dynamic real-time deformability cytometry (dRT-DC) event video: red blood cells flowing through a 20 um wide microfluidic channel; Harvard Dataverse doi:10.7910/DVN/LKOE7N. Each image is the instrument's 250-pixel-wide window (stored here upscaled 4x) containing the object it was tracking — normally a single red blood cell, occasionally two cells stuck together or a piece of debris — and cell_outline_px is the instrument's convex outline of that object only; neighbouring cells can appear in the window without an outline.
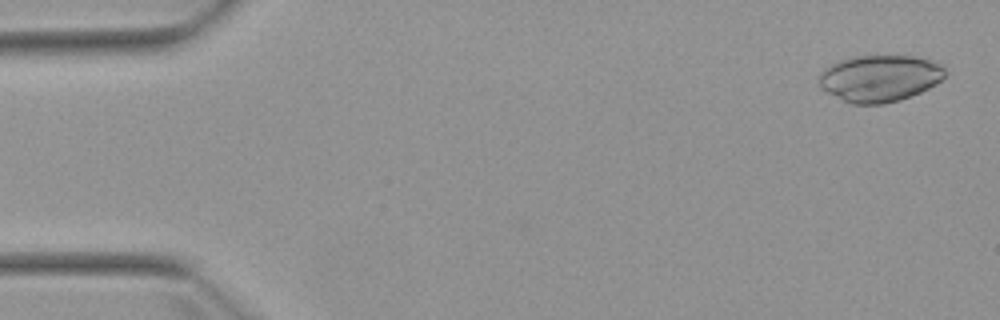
{"species": "Egyptian fruit bat (a non-hibernating species)", "species_latin": "Rousettus aegyptiacus", "temperature_condition": "warm", "stored_images_in_passage": 5, "camera_frame_rate_fps": 3000, "um_per_image_px": 0.085, "animal": {"sex": "female"}, "frame": {"image": 1, "passage_image": 1, "time_ms": 0.0, "image_size_px": [1000, 320], "cell_outline_px": [[944, 76], [936, 84], [920, 92], [900, 100], [884, 104], [852, 104], [820, 88], [816, 80], [816, 76], [824, 68], [840, 60], [852, 56], [912, 56], [944, 64]], "centroid_in_image_um": [74.73, 6.65], "position_along_channel_um": 10.3, "area_um2": 34.39}}